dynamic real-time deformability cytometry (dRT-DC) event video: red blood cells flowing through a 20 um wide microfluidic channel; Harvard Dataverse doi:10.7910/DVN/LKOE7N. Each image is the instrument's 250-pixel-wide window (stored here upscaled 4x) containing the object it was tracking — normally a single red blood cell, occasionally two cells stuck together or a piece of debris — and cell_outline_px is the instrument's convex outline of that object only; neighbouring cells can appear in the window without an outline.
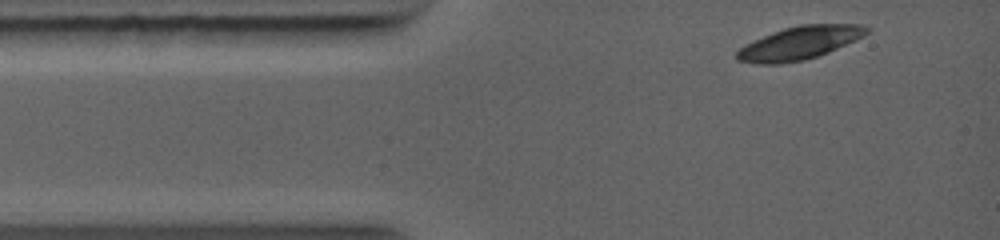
{"species": "common noctule bat (a hibernating species)", "species_latin": "Nyctalus noctula", "temperature_condition": "warm", "stored_images_in_passage": 4, "camera_frame_rate_fps": 5000, "um_per_image_px": 0.085, "animal": {"sex": "female", "body_mass_g": 19.0, "forearm_length_mm": 56.7}, "frame": {"image": 1, "passage_image": 1, "time_ms": 0.0, "image_size_px": [1000, 240], "cell_outline_px": [[872, 28], [864, 36], [856, 40], [828, 52], [804, 60], [780, 64], [756, 64], [736, 60], [736, 52], [744, 44], [784, 28], [800, 24], [860, 24]], "centroid_in_image_um": [67.96, 3.65], "position_along_channel_um": 17.0, "area_um2": 25.03}}